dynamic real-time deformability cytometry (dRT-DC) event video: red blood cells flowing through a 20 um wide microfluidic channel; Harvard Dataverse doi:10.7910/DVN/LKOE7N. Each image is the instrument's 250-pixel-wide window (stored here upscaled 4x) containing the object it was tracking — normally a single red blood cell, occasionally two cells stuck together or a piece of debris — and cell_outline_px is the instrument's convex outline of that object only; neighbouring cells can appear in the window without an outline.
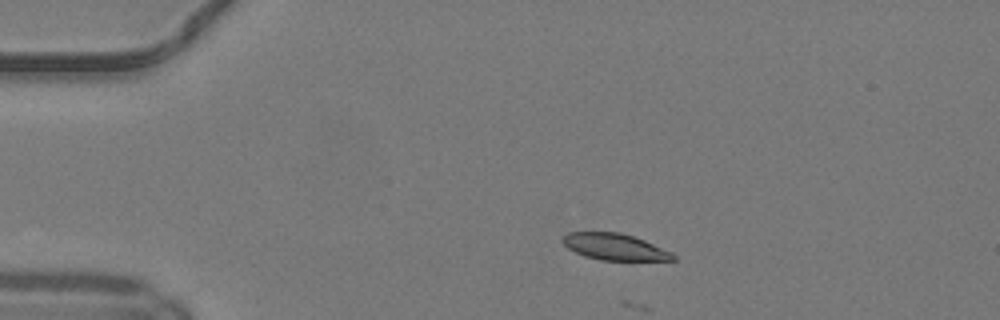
{"species": "common noctule bat (a hibernating species)", "species_latin": "Nyctalus noctula", "temperature_condition": "warm", "stored_images_in_passage": 32, "camera_frame_rate_fps": 3000, "um_per_image_px": 0.085, "animal": {"sex": "male", "body_mass_g": 19.2, "forearm_length_mm": 51.8}, "frame": {"image": 1, "passage_image": 1, "time_ms": 0.0, "image_size_px": [1000, 320], "cell_outline_px": [[676, 260], [600, 260], [584, 256], [568, 248], [560, 240], [568, 232], [620, 232], [644, 240], [672, 252], [676, 256]], "centroid_in_image_um": [52.24, 20.98], "position_along_channel_um": 32.8, "area_um2": 16.99}}
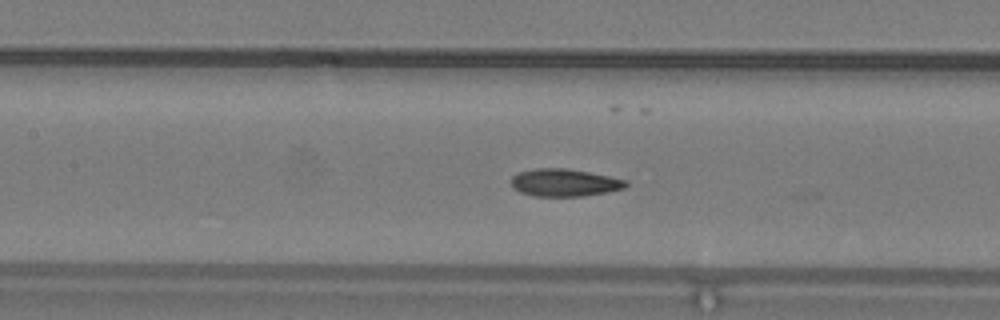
{"frame": {"image": 2, "passage_image": 14, "time_ms": 4.333, "image_size_px": [1000, 320], "cell_outline_px": [[628, 184], [624, 188], [584, 196], [536, 196], [520, 192], [512, 188], [512, 176], [516, 172], [536, 168], [564, 168], [588, 172], [628, 180]], "centroid_in_image_um": [47.94, 15.52], "position_along_channel_um": 159.5, "area_um2": 18.32}}
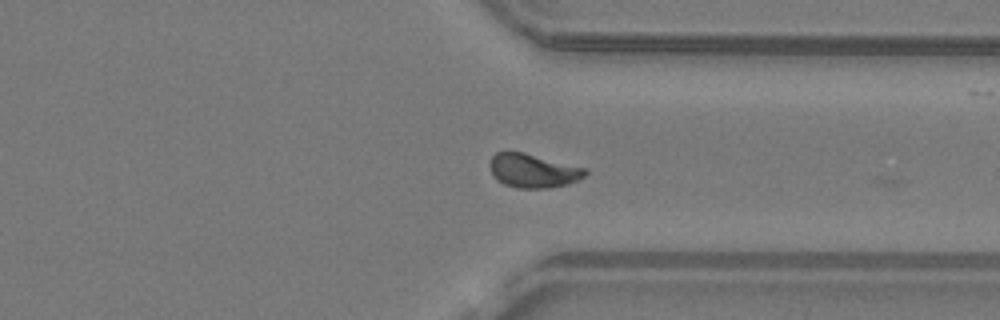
{"frame": {"image": 3, "passage_image": 29, "time_ms": 9.333, "image_size_px": [1000, 320], "cell_outline_px": [[588, 172], [584, 176], [568, 184], [548, 188], [520, 188], [504, 184], [496, 180], [492, 172], [492, 156], [496, 152], [504, 148], [524, 152], [588, 168]], "centroid_in_image_um": [45.32, 14.47], "position_along_channel_um": 366.1, "area_um2": 19.07}, "authors_computed_cell_mechanics": {"area_um2": 17.9758, "velocity_mm_per_s": 4.1412, "shape_relaxation_time_tau1_ms": 6.9142, "shape_relaxation_time_tau2_ms": 1.4262, "deformation_change_tau1": 0.1652, "deformation_change_tau2": 0.054}}